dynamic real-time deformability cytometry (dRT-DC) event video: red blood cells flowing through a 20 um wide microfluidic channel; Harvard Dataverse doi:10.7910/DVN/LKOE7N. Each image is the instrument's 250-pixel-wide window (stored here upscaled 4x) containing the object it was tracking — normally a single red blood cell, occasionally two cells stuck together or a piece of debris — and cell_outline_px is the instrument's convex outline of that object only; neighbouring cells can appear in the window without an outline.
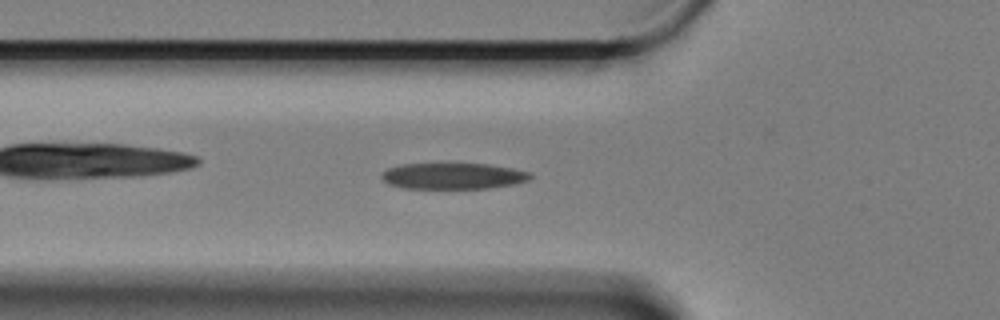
{"species": "Egyptian fruit bat (a non-hibernating species)", "species_latin": "Rousettus aegyptiacus", "temperature_condition": "cold", "stored_images_in_passage": 47, "camera_frame_rate_fps": 3000, "um_per_image_px": 0.085, "animal": {"sex": "female"}, "frame": {"image": 1, "passage_image": 8, "time_ms": 2.333, "image_size_px": [1000, 320], "cell_outline_px": [[532, 176], [528, 180], [516, 184], [488, 188], [400, 188], [388, 184], [380, 176], [380, 172], [388, 168], [400, 164], [488, 164], [512, 168], [532, 172]], "centroid_in_image_um": [38.5, 14.96], "position_along_channel_um": 87.3, "area_um2": 22.77}}
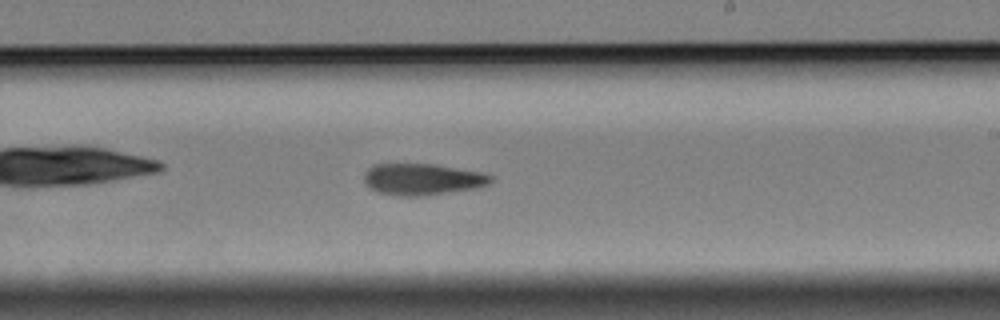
{"frame": {"image": 2, "passage_image": 23, "time_ms": 7.333, "image_size_px": [1000, 320], "cell_outline_px": [[492, 180], [488, 184], [476, 188], [424, 196], [396, 196], [376, 192], [368, 188], [364, 184], [364, 172], [372, 164], [432, 164], [480, 172], [492, 176]], "centroid_in_image_um": [35.82, 15.25], "position_along_channel_um": 253.2, "area_um2": 23.41}}
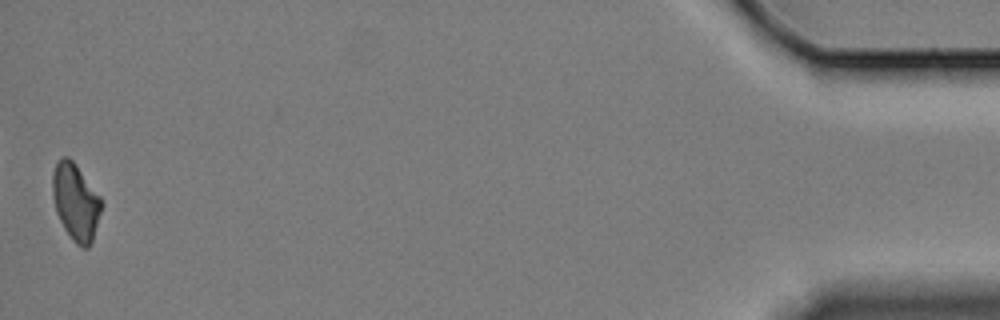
{"frame": {"image": 3, "passage_image": 47, "time_ms": 15.333, "image_size_px": [1000, 320], "cell_outline_px": [[104, 204], [92, 240], [88, 248], [80, 248], [72, 240], [64, 228], [56, 212], [52, 196], [52, 172], [56, 164], [64, 156], [68, 156], [76, 164], [100, 196]], "centroid_in_image_um": [6.44, 17.17], "position_along_channel_um": 428.8, "area_um2": 22.02}, "authors_computed_cell_mechanics": {"area_um2": 23.2934, "velocity_mm_per_s": 3.3083, "shape_relaxation_time_tau1_ms": 4.9003, "shape_relaxation_time_tau2_ms": null, "deformation_change_tau1": 0.1504, "deformation_change_tau2": null}}